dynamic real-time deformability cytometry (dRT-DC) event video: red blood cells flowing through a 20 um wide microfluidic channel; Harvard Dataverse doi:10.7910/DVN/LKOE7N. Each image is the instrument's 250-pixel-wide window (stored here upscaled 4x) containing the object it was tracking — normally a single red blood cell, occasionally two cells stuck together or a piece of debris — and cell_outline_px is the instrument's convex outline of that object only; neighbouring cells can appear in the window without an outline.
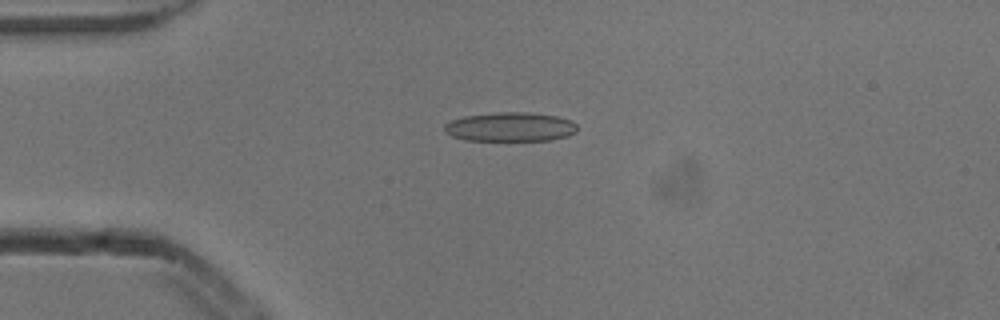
{"species": "common noctule bat (a hibernating species)", "species_latin": "Nyctalus noctula", "temperature_condition": "cold", "stored_images_in_passage": 4, "camera_frame_rate_fps": 3000, "um_per_image_px": 0.085, "animal": {"sex": "male", "body_mass_g": 13.3}, "frame": {"image": 1, "passage_image": 3, "time_ms": 0.667, "image_size_px": [1000, 320], "cell_outline_px": [[576, 132], [568, 136], [548, 140], [464, 140], [452, 136], [444, 132], [444, 124], [452, 120], [464, 116], [496, 112], [528, 112], [556, 116], [572, 120], [576, 124]], "centroid_in_image_um": [43.36, 10.78], "position_along_channel_um": 41.6, "area_um2": 22.6}}